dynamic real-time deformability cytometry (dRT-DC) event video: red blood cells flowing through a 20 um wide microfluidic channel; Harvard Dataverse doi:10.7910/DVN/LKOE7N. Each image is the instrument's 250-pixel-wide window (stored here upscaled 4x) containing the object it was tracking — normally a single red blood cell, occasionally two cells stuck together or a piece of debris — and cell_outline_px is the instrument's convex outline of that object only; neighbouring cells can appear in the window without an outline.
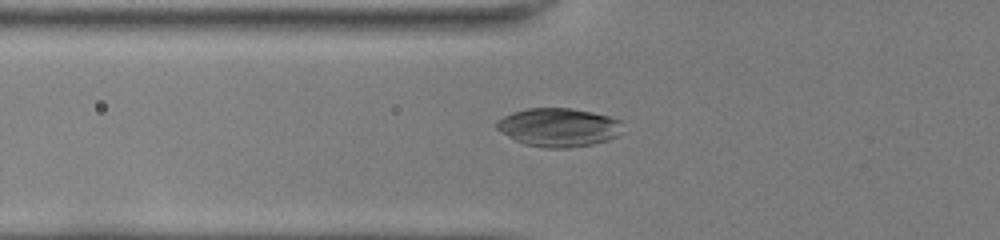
{"species": "common noctule bat (a hibernating species)", "species_latin": "Nyctalus noctula", "temperature_condition": "room temperature", "stored_images_in_passage": 35, "camera_frame_rate_fps": 3000, "um_per_image_px": 0.085, "animal": {"sex": "female", "body_mass_g": 22.0, "forearm_length_mm": 56.7}, "frame": {"image": 1, "passage_image": 3, "time_ms": 0.667, "image_size_px": [1000, 240], "cell_outline_px": [[620, 120], [616, 136], [608, 140], [592, 144], [568, 148], [544, 148], [524, 144], [508, 136], [496, 128], [496, 120], [512, 112], [528, 108], [572, 108], [592, 112], [608, 116]], "centroid_in_image_um": [47.42, 10.82], "position_along_channel_um": 78.4, "area_um2": 28.03}}
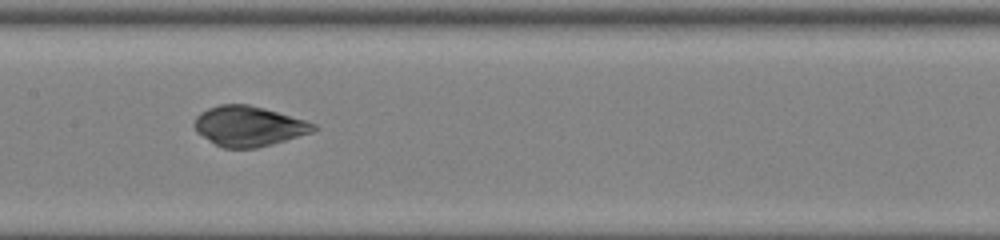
{"frame": {"image": 2, "passage_image": 11, "time_ms": 3.333, "image_size_px": [1000, 240], "cell_outline_px": [[320, 128], [312, 132], [272, 144], [256, 148], [224, 148], [216, 144], [196, 132], [192, 124], [196, 116], [200, 112], [208, 108], [220, 104], [248, 104], [264, 108], [304, 120], [316, 124]], "centroid_in_image_um": [21.11, 10.72], "position_along_channel_um": 186.3, "area_um2": 27.8}}
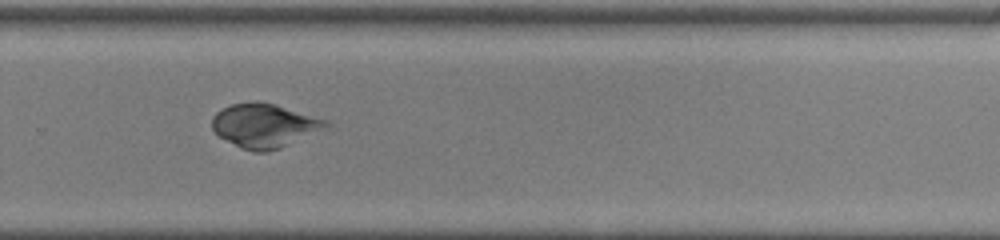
{"frame": {"image": 3, "passage_image": 20, "time_ms": 6.333, "image_size_px": [1000, 240], "cell_outline_px": [[332, 124], [280, 148], [268, 152], [252, 152], [220, 136], [212, 128], [212, 116], [216, 112], [232, 104], [252, 100], [256, 100], [276, 104], [328, 120]], "centroid_in_image_um": [22.47, 10.64], "position_along_channel_um": 307.3, "area_um2": 28.84}}